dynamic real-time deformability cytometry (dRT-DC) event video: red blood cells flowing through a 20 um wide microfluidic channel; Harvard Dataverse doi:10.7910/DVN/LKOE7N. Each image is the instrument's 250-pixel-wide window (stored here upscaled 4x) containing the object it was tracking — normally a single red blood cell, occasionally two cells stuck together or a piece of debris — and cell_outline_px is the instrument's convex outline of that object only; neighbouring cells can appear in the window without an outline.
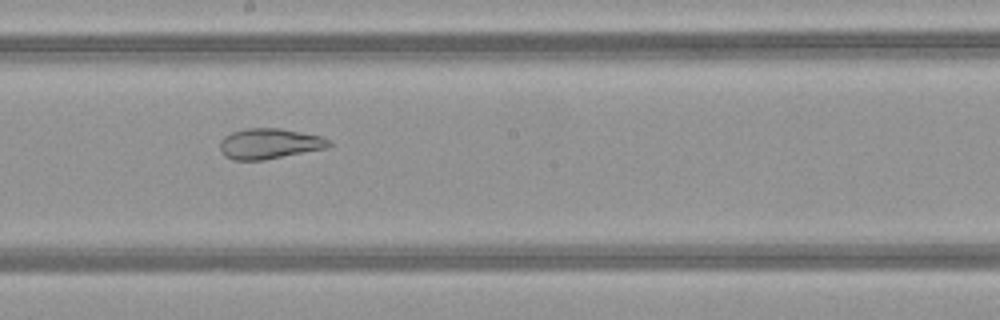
{"species": "common noctule bat (a hibernating species)", "species_latin": "Nyctalus noctula", "temperature_condition": "warm", "stored_images_in_passage": 45, "camera_frame_rate_fps": 3000, "um_per_image_px": 0.085, "animal": {"sex": "female", "body_mass_g": 21.9}, "frame": {"image": 1, "passage_image": 23, "time_ms": 7.333, "image_size_px": [1000, 320], "cell_outline_px": [[332, 144], [328, 148], [264, 160], [232, 160], [224, 156], [220, 152], [220, 140], [224, 136], [232, 132], [248, 128], [280, 128], [320, 136], [332, 140]], "centroid_in_image_um": [22.9, 12.22], "position_along_channel_um": 225.3, "area_um2": 19.54}}
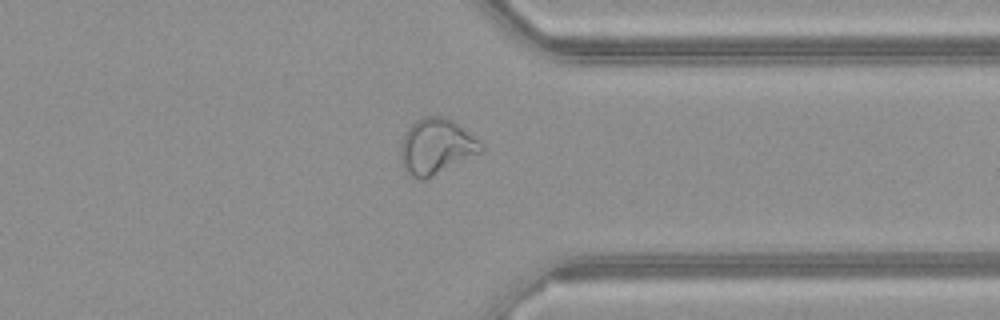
{"frame": {"image": 2, "passage_image": 34, "time_ms": 11.0, "image_size_px": [1000, 320], "cell_outline_px": [[484, 152], [424, 180], [420, 180], [408, 176], [400, 160], [400, 144], [408, 128], [420, 116], [444, 116], [452, 120], [476, 140], [484, 148]], "centroid_in_image_um": [37.03, 12.48], "position_along_channel_um": 374.4, "area_um2": 26.07}}
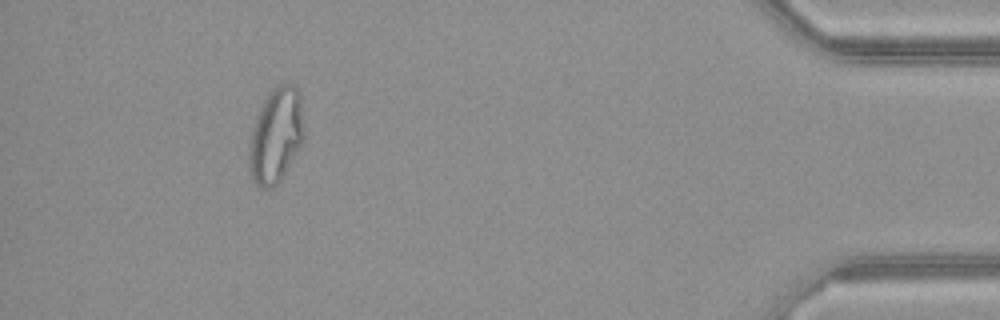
{"frame": {"image": 3, "passage_image": 41, "time_ms": 13.333, "image_size_px": [1000, 320], "cell_outline_px": [[304, 140], [300, 148], [280, 180], [272, 188], [260, 188], [256, 184], [248, 172], [248, 144], [252, 128], [260, 108], [264, 100], [272, 88], [280, 84], [292, 84], [300, 92], [304, 128]], "centroid_in_image_um": [23.44, 11.53], "position_along_channel_um": 411.8, "area_um2": 30.75}, "authors_computed_cell_mechanics": {"area_um2": 26.4724, "velocity_mm_per_s": 4.1541, "shape_relaxation_time_tau1_ms": null, "shape_relaxation_time_tau2_ms": 1.4173, "deformation_change_tau1": null, "deformation_change_tau2": 0.0809}}